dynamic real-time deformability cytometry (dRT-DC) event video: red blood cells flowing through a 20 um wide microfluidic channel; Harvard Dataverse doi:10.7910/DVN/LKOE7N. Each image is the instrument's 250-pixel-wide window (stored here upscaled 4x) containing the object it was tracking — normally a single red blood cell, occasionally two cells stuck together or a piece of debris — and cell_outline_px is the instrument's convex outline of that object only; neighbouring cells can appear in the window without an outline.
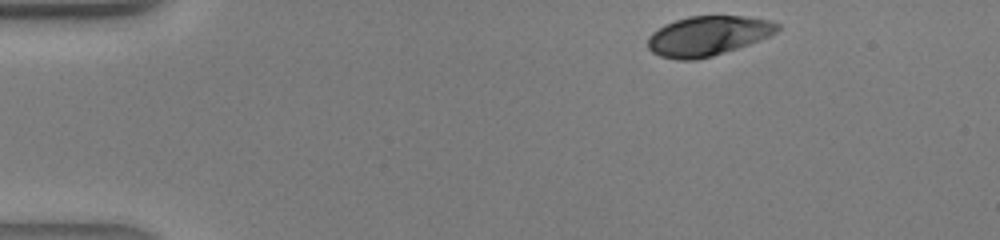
{"species": "human", "species_latin": "Homo sapiens", "temperature_condition": "warm", "stored_images_in_passage": 36, "camera_frame_rate_fps": 3000, "um_per_image_px": 0.085, "donor": {"sex": "male"}, "frame": {"image": 1, "passage_image": 1, "time_ms": 0.0, "image_size_px": [1000, 240], "cell_outline_px": [[780, 28], [776, 32], [760, 40], [712, 56], [696, 60], [680, 60], [660, 56], [652, 52], [648, 48], [648, 36], [652, 32], [664, 24], [688, 16], [744, 16], [772, 20], [780, 24]], "centroid_in_image_um": [60.16, 3.04], "position_along_channel_um": 24.8, "area_um2": 30.0}}
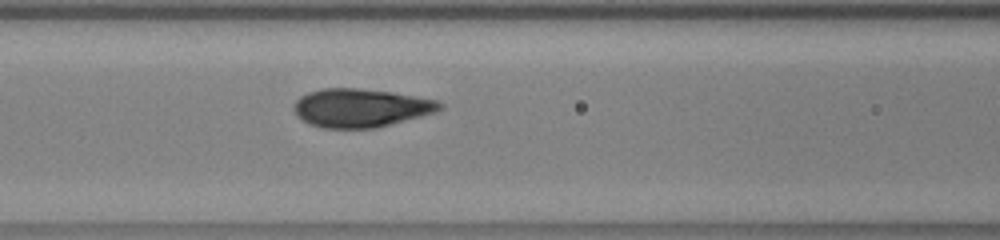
{"frame": {"image": 2, "passage_image": 13, "time_ms": 4.0, "image_size_px": [1000, 240], "cell_outline_px": [[444, 108], [436, 112], [376, 128], [324, 128], [312, 124], [304, 120], [292, 108], [296, 100], [300, 96], [308, 92], [324, 88], [356, 88], [392, 92], [436, 100], [444, 104]], "centroid_in_image_um": [30.69, 9.16], "position_along_channel_um": 135.9, "area_um2": 32.48}}
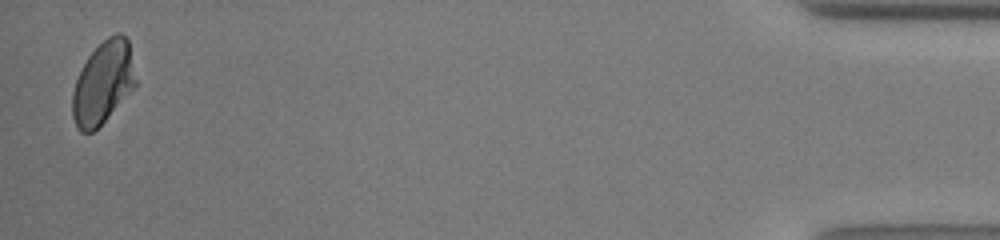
{"frame": {"image": 3, "passage_image": 36, "time_ms": 11.667, "image_size_px": [1000, 240], "cell_outline_px": [[136, 84], [104, 120], [92, 132], [80, 132], [76, 128], [72, 116], [72, 92], [76, 80], [88, 56], [108, 36], [116, 32], [120, 32], [128, 40], [136, 80]], "centroid_in_image_um": [8.73, 7.02], "position_along_channel_um": 426.5, "area_um2": 29.77}}